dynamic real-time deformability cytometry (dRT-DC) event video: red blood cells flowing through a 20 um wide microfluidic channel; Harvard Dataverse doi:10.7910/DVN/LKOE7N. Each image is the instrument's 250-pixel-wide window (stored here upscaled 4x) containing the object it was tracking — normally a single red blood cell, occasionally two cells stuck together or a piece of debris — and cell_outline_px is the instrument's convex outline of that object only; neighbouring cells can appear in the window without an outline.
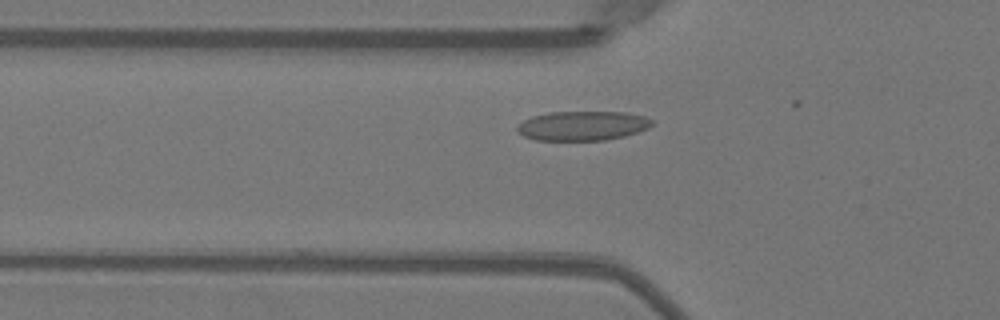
{"species": "Egyptian fruit bat (a non-hibernating species)", "species_latin": "Rousettus aegyptiacus", "temperature_condition": "warm", "stored_images_in_passage": 7, "camera_frame_rate_fps": 3000, "um_per_image_px": 0.085, "animal": {"sex": "female"}, "frame": {"image": 1, "passage_image": 5, "time_ms": 1.333, "image_size_px": [1000, 320], "cell_outline_px": [[652, 124], [648, 128], [624, 136], [604, 140], [536, 140], [524, 136], [516, 132], [516, 124], [532, 116], [548, 112], [628, 112], [644, 116], [652, 120]], "centroid_in_image_um": [49.47, 10.68], "position_along_channel_um": 76.3, "area_um2": 23.18}}